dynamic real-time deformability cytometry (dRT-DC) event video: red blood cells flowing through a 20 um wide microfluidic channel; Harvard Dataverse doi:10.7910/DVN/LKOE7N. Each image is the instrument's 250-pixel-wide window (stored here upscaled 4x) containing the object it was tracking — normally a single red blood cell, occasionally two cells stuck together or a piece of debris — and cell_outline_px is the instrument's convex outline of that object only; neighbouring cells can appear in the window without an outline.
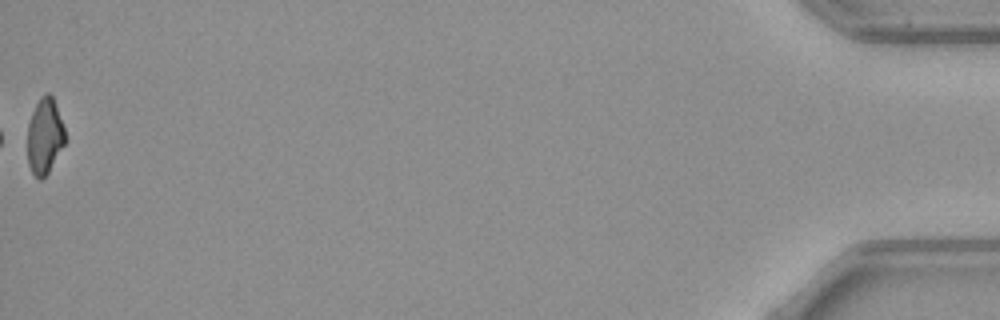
{"species": "common noctule bat (a hibernating species)", "species_latin": "Nyctalus noctula", "temperature_condition": "warm", "stored_images_in_passage": 38, "camera_frame_rate_fps": 3000, "um_per_image_px": 0.085, "animal": {"sex": "female", "body_mass_g": 21.9}, "frame": {"image": 1, "passage_image": 38, "time_ms": 12.333, "image_size_px": [1000, 320], "cell_outline_px": [[64, 144], [48, 172], [40, 180], [32, 172], [28, 164], [28, 124], [32, 112], [40, 96], [48, 92], [52, 96], [64, 128]], "centroid_in_image_um": [3.78, 11.56], "position_along_channel_um": 431.4, "area_um2": 16.18}}